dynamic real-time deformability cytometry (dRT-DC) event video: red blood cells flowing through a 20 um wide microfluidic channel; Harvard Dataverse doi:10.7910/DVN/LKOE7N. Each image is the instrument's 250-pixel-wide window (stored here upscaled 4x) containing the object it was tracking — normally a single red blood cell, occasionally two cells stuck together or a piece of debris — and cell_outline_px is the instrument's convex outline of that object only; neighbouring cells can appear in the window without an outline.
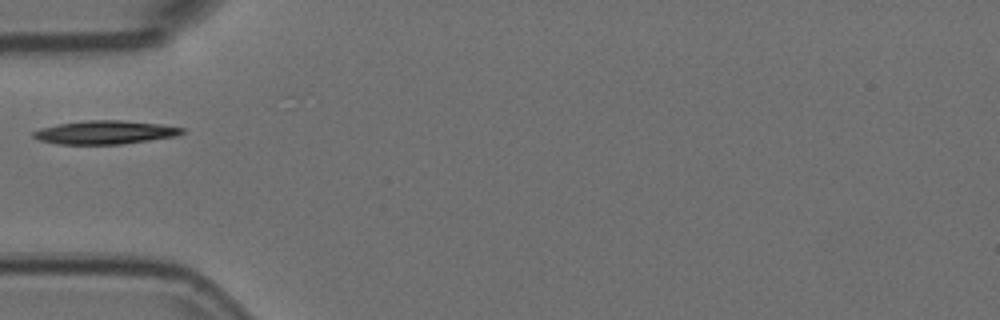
{"species": "Egyptian fruit bat (a non-hibernating species)", "species_latin": "Rousettus aegyptiacus", "temperature_condition": "room temperature", "stored_images_in_passage": 32, "camera_frame_rate_fps": 3000, "um_per_image_px": 0.085, "animal": {"sex": "female"}, "frame": {"image": 1, "passage_image": 1, "time_ms": 0.0, "image_size_px": [1000, 320], "cell_outline_px": [[184, 132], [176, 136], [120, 144], [56, 144], [40, 140], [32, 136], [32, 132], [40, 128], [60, 124], [88, 120], [120, 120], [160, 124], [184, 128]], "centroid_in_image_um": [8.91, 11.25], "position_along_channel_um": 76.1, "area_um2": 20.11}}
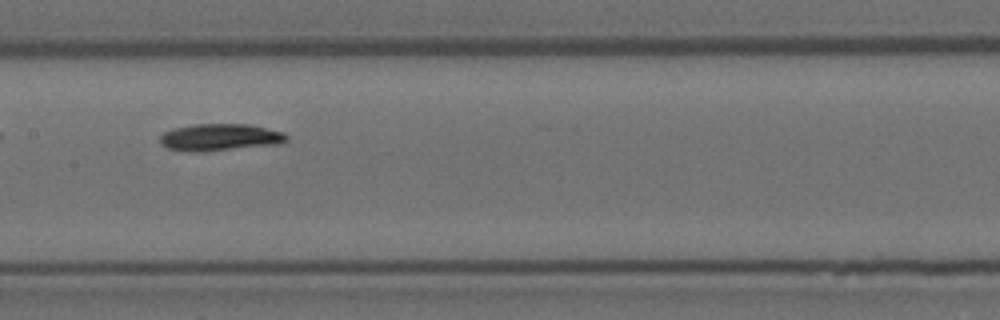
{"frame": {"image": 2, "passage_image": 10, "time_ms": 3.0, "image_size_px": [1000, 320], "cell_outline_px": [[288, 140], [280, 144], [200, 152], [184, 152], [168, 148], [160, 144], [160, 136], [164, 132], [172, 128], [192, 124], [248, 124], [284, 132], [288, 136]], "centroid_in_image_um": [18.67, 11.67], "position_along_channel_um": 188.7, "area_um2": 20.17}}
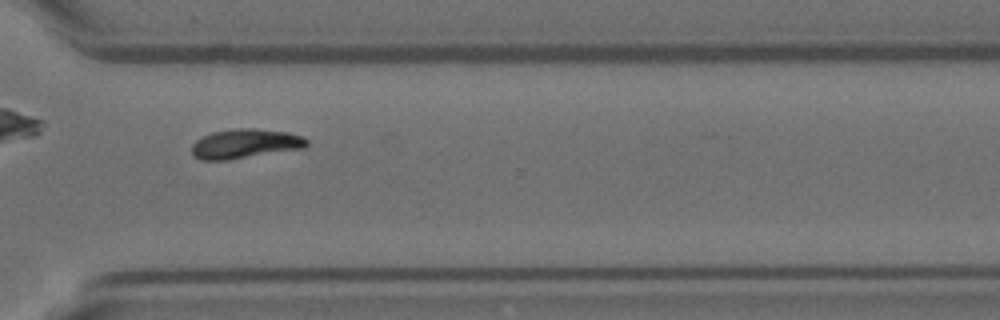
{"frame": {"image": 3, "passage_image": 23, "time_ms": 7.333, "image_size_px": [1000, 320], "cell_outline_px": [[308, 144], [304, 148], [228, 160], [200, 160], [192, 156], [192, 144], [196, 140], [212, 132], [236, 128], [256, 128], [288, 132], [304, 136], [308, 140]], "centroid_in_image_um": [20.84, 12.21], "position_along_channel_um": 349.8, "area_um2": 19.88}}